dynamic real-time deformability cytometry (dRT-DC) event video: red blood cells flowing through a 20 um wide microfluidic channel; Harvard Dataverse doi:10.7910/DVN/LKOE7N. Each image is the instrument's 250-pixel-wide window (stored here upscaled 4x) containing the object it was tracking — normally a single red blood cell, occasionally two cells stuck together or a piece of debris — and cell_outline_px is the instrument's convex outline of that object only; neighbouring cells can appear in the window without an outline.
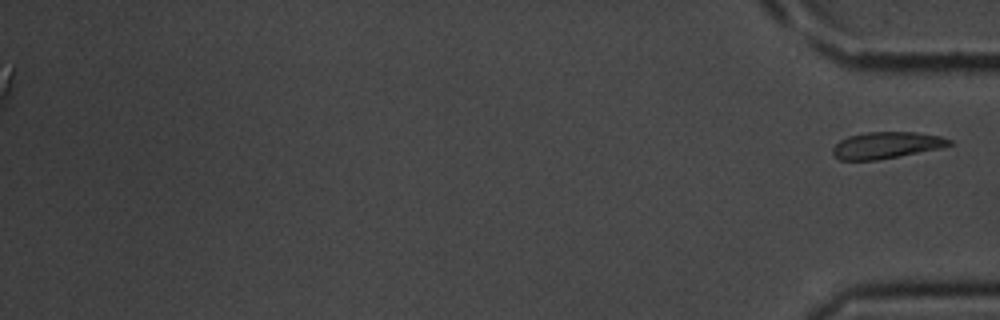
{"species": "common noctule bat (a hibernating species)", "species_latin": "Nyctalus noctula", "temperature_condition": "room temperature", "stored_images_in_passage": 35, "segment_of_instrument_passage": [2, 2], "camera_frame_rate_fps": 3000, "um_per_image_px": 0.085, "animal": {"sex": "male", "body_mass_g": 20.1, "forearm_length_mm": 53.5}, "frame": {"image": 1, "passage_image": 35, "time_ms": 11.333, "image_size_px": [1000, 320], "cell_outline_px": [[952, 144], [940, 148], [876, 160], [840, 160], [832, 152], [832, 148], [840, 140], [848, 136], [868, 132], [916, 132], [940, 136], [952, 140]], "centroid_in_image_um": [75.33, 12.33], "position_along_channel_um": 359.9, "area_um2": 17.86}}